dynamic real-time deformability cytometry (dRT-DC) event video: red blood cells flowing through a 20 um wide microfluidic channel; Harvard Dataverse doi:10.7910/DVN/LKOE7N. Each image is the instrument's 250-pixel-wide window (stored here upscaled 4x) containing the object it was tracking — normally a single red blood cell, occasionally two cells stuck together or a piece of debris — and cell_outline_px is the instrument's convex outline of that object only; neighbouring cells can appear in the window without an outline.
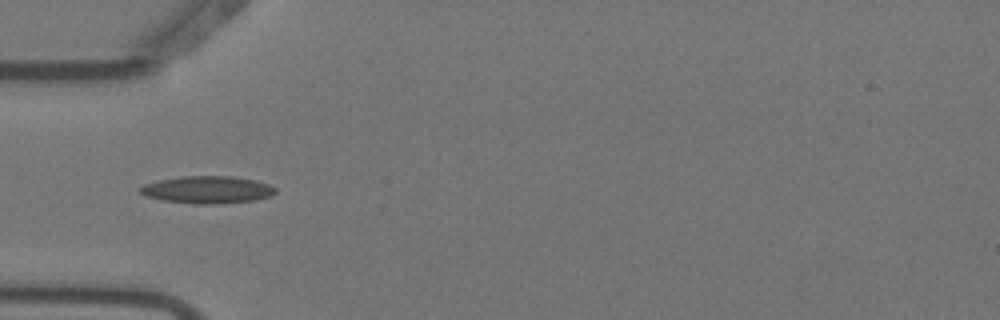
{"species": "Egyptian fruit bat (a non-hibernating species)", "species_latin": "Rousettus aegyptiacus", "temperature_condition": "warm", "stored_images_in_passage": 6, "camera_frame_rate_fps": 3000, "um_per_image_px": 0.085, "animal": {"sex": "female"}, "frame": {"image": 1, "passage_image": 4, "time_ms": 1.0, "image_size_px": [1000, 320], "cell_outline_px": [[276, 192], [272, 196], [256, 200], [220, 204], [196, 204], [164, 200], [148, 196], [140, 192], [136, 188], [144, 184], [156, 180], [184, 176], [232, 176], [256, 180], [268, 184], [276, 188]], "centroid_in_image_um": [17.65, 16.12], "position_along_channel_um": 67.4, "area_um2": 21.73}}
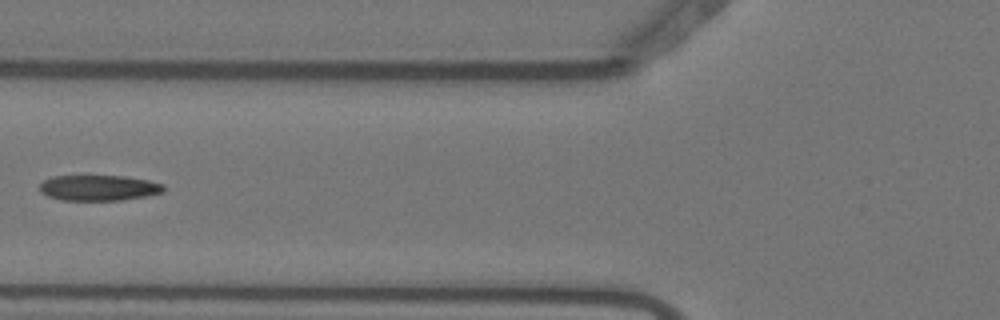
{"frame": {"image": 2, "passage_image": 5, "time_ms": 1.333, "image_size_px": [1000, 320], "cell_outline_px": [[164, 192], [144, 196], [120, 200], [60, 200], [48, 196], [40, 192], [40, 184], [44, 180], [52, 176], [128, 176], [148, 180], [164, 184]], "centroid_in_image_um": [8.39, 15.96], "position_along_channel_um": 117.4, "area_um2": 18.5}}
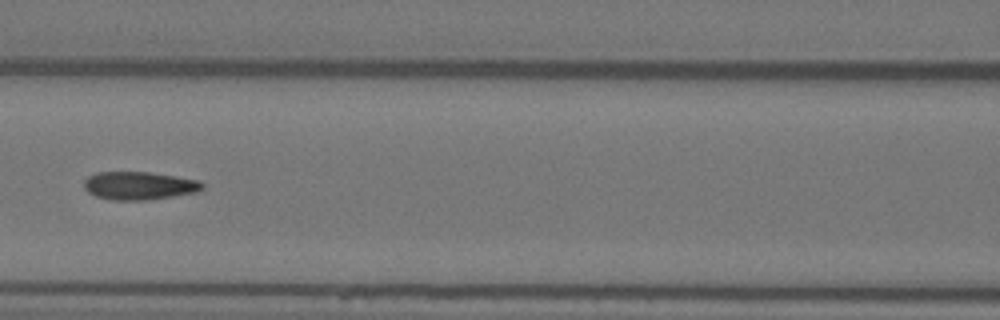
{"frame": {"image": 3, "passage_image": 6, "time_ms": 1.667, "image_size_px": [1000, 320], "cell_outline_px": [[204, 188], [196, 192], [172, 196], [144, 200], [112, 200], [96, 196], [88, 192], [84, 188], [84, 180], [88, 176], [96, 172], [148, 172], [176, 176], [200, 180], [204, 184]], "centroid_in_image_um": [11.82, 15.77], "position_along_channel_um": 154.8, "area_um2": 19.36}}